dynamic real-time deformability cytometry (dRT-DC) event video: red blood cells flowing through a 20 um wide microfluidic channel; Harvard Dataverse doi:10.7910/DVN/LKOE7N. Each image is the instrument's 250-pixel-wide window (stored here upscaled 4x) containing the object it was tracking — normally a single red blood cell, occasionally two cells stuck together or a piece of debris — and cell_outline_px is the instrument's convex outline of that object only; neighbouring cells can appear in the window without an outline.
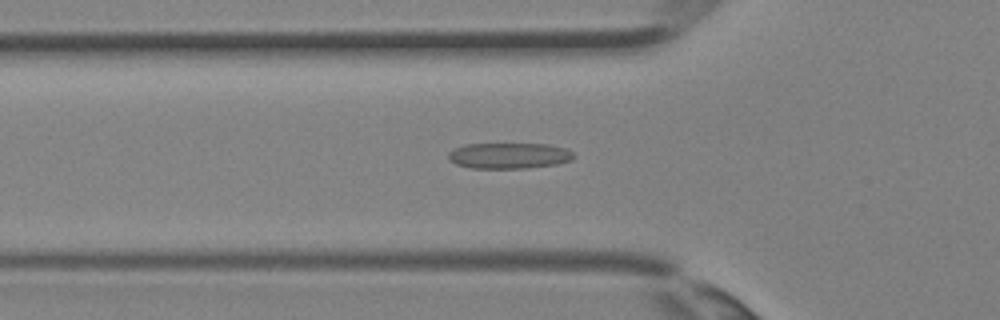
{"species": "Egyptian fruit bat (a non-hibernating species)", "species_latin": "Rousettus aegyptiacus", "temperature_condition": "room temperature", "stored_images_in_passage": 36, "camera_frame_rate_fps": 3000, "um_per_image_px": 0.085, "animal": {"sex": "female"}, "frame": {"image": 1, "passage_image": 13, "time_ms": 4.0, "image_size_px": [1000, 320], "cell_outline_px": [[576, 156], [572, 160], [556, 164], [528, 168], [472, 168], [456, 164], [448, 160], [448, 152], [464, 144], [548, 144], [568, 148]], "centroid_in_image_um": [43.29, 13.23], "position_along_channel_um": 82.5, "area_um2": 19.02}}
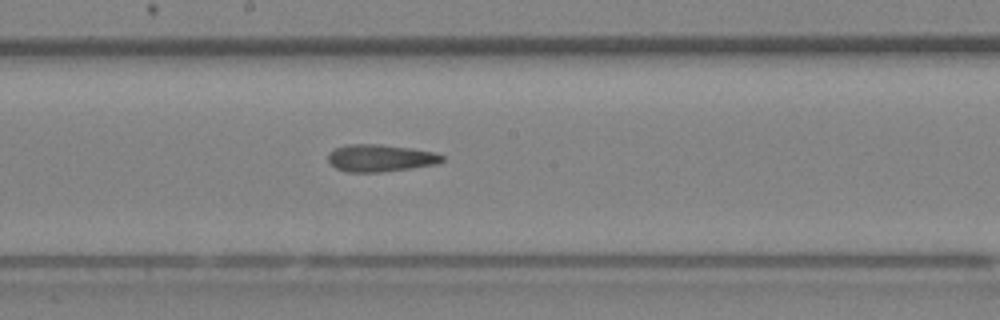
{"frame": {"image": 2, "passage_image": 20, "time_ms": 6.333, "image_size_px": [1000, 320], "cell_outline_px": [[444, 160], [436, 164], [412, 168], [380, 172], [348, 172], [336, 168], [328, 160], [328, 152], [336, 148], [348, 144], [380, 144], [412, 148], [436, 152], [444, 156]], "centroid_in_image_um": [32.35, 13.43], "position_along_channel_um": 215.9, "area_um2": 18.15}}
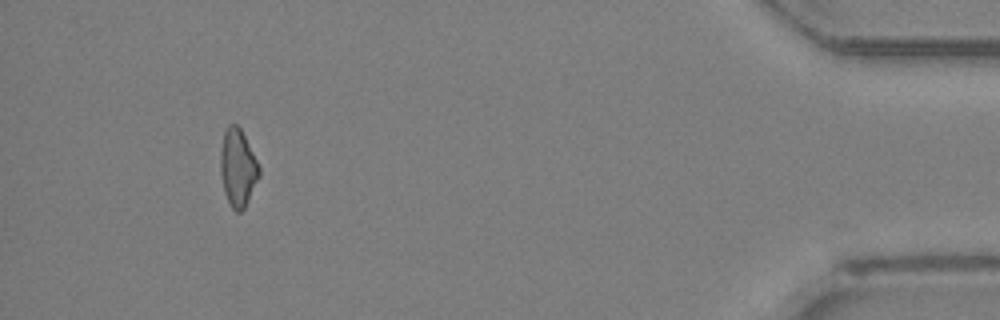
{"frame": {"image": 3, "passage_image": 34, "time_ms": 11.0, "image_size_px": [1000, 320], "cell_outline_px": [[260, 176], [244, 208], [240, 212], [236, 212], [232, 208], [224, 192], [220, 172], [220, 152], [224, 132], [228, 124], [236, 124], [240, 128], [260, 168]], "centroid_in_image_um": [20.2, 14.27], "position_along_channel_um": 415.0, "area_um2": 17.28}}